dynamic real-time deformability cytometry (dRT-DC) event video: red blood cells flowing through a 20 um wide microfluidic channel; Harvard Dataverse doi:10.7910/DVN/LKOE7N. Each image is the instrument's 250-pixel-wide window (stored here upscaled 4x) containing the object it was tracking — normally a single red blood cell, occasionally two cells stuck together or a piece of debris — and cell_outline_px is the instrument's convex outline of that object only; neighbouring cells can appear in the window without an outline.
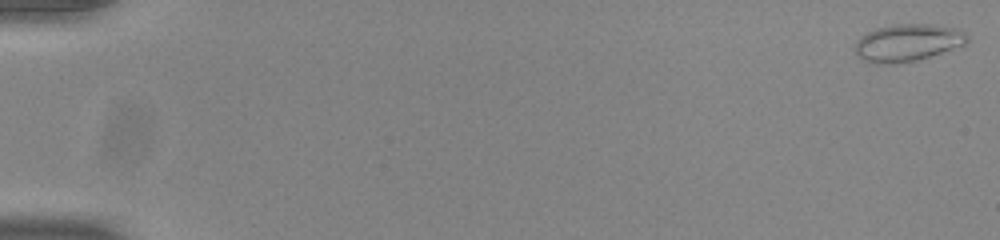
{"species": "common noctule bat (a hibernating species)", "species_latin": "Nyctalus noctula", "temperature_condition": "room temperature", "stored_images_in_passage": 54, "camera_frame_rate_fps": 3000, "um_per_image_px": 0.085, "animal": {"sex": "male", "body_mass_g": 20.0, "forearm_length_mm": 53.3}, "frame": {"image": 1, "passage_image": 1, "time_ms": 0.0, "image_size_px": [1000, 240], "cell_outline_px": [[968, 40], [964, 44], [916, 60], [868, 60], [860, 56], [856, 52], [856, 44], [868, 32], [880, 28], [896, 24], [924, 24], [948, 28], [964, 32]], "centroid_in_image_um": [77.2, 3.57], "position_along_channel_um": 7.8, "area_um2": 22.2}}
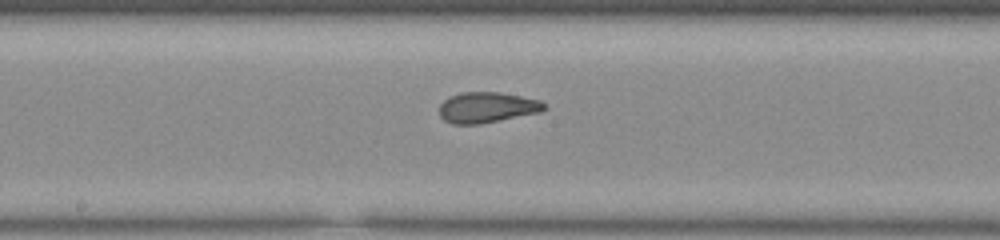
{"frame": {"image": 2, "passage_image": 30, "time_ms": 9.667, "image_size_px": [1000, 240], "cell_outline_px": [[548, 108], [540, 112], [480, 124], [452, 124], [444, 120], [440, 116], [440, 104], [448, 96], [460, 92], [500, 92], [540, 100]], "centroid_in_image_um": [41.38, 9.12], "position_along_channel_um": 206.8, "area_um2": 18.79}}
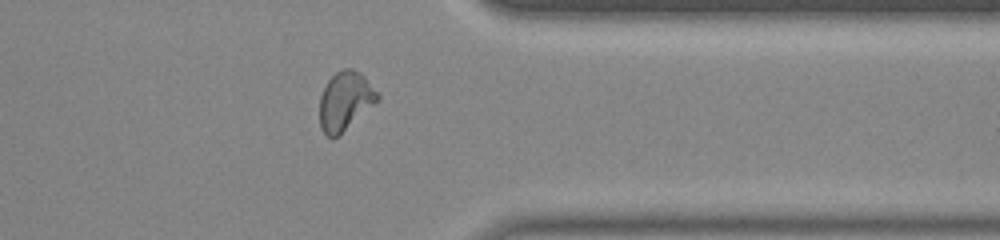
{"frame": {"image": 3, "passage_image": 44, "time_ms": 14.333, "image_size_px": [1000, 240], "cell_outline_px": [[380, 96], [372, 104], [332, 140], [320, 128], [320, 96], [328, 80], [336, 72], [344, 68], [352, 68], [360, 72], [364, 76]], "centroid_in_image_um": [29.29, 8.54], "position_along_channel_um": 382.1, "area_um2": 19.07}, "authors_computed_cell_mechanics": {"area_um2": 19.3341, "velocity_mm_per_s": 3.8763, "shape_relaxation_time_tau1_ms": 6.9792, "shape_relaxation_time_tau2_ms": 1.0217, "deformation_change_tau1": 0.1662, "deformation_change_tau2": 0.0718}}